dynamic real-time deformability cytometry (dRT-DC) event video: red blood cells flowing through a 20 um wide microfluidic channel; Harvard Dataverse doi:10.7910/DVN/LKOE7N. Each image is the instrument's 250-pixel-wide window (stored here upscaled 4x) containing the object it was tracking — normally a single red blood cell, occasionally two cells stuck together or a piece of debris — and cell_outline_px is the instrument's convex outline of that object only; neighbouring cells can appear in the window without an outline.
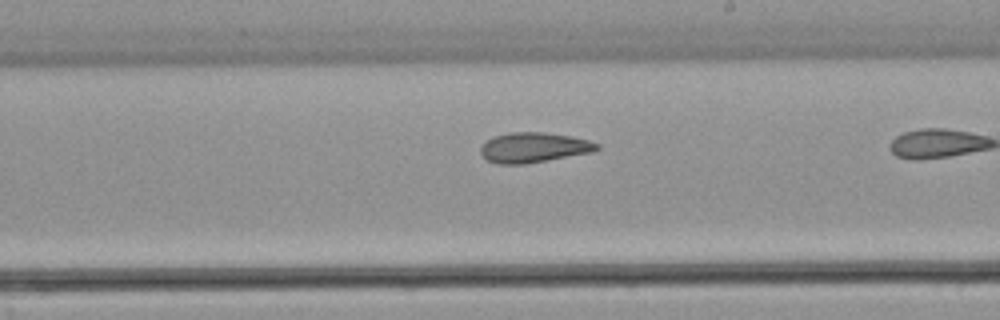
{"species": "common noctule bat (a hibernating species)", "species_latin": "Nyctalus noctula", "temperature_condition": "warm", "stored_images_in_passage": 23, "camera_frame_rate_fps": 3000, "um_per_image_px": 0.085, "animal": {"sex": "male", "body_mass_g": 21.5, "forearm_length_mm": 52.0}, "frame": {"image": 1, "passage_image": 17, "time_ms": 5.333, "image_size_px": [1000, 320], "cell_outline_px": [[600, 148], [592, 152], [524, 164], [496, 164], [488, 160], [480, 152], [480, 148], [488, 140], [496, 136], [508, 132], [544, 132], [572, 136], [588, 140], [600, 144]], "centroid_in_image_um": [45.39, 12.53], "position_along_channel_um": 243.6, "area_um2": 20.23}}